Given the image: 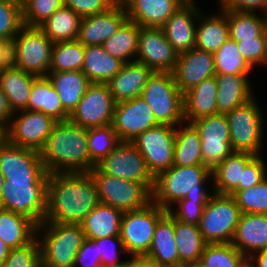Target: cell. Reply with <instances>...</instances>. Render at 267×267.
Masks as SVG:
<instances>
[{"label":"cell","mask_w":267,"mask_h":267,"mask_svg":"<svg viewBox=\"0 0 267 267\" xmlns=\"http://www.w3.org/2000/svg\"><path fill=\"white\" fill-rule=\"evenodd\" d=\"M193 1L188 0L161 27L166 39L178 53L195 48L196 20L200 12Z\"/></svg>","instance_id":"7402d4cb"},{"label":"cell","mask_w":267,"mask_h":267,"mask_svg":"<svg viewBox=\"0 0 267 267\" xmlns=\"http://www.w3.org/2000/svg\"><path fill=\"white\" fill-rule=\"evenodd\" d=\"M248 267H267V250L253 254L248 259Z\"/></svg>","instance_id":"6125c7cd"},{"label":"cell","mask_w":267,"mask_h":267,"mask_svg":"<svg viewBox=\"0 0 267 267\" xmlns=\"http://www.w3.org/2000/svg\"><path fill=\"white\" fill-rule=\"evenodd\" d=\"M186 267H200V266H198L197 264H194V265H187Z\"/></svg>","instance_id":"a7ac6f4b"},{"label":"cell","mask_w":267,"mask_h":267,"mask_svg":"<svg viewBox=\"0 0 267 267\" xmlns=\"http://www.w3.org/2000/svg\"><path fill=\"white\" fill-rule=\"evenodd\" d=\"M128 20L123 4L106 12L81 18L77 40L84 46L103 45Z\"/></svg>","instance_id":"44dd1931"},{"label":"cell","mask_w":267,"mask_h":267,"mask_svg":"<svg viewBox=\"0 0 267 267\" xmlns=\"http://www.w3.org/2000/svg\"><path fill=\"white\" fill-rule=\"evenodd\" d=\"M188 0H126L128 20L140 27L161 28Z\"/></svg>","instance_id":"cb8c5ba5"},{"label":"cell","mask_w":267,"mask_h":267,"mask_svg":"<svg viewBox=\"0 0 267 267\" xmlns=\"http://www.w3.org/2000/svg\"><path fill=\"white\" fill-rule=\"evenodd\" d=\"M216 74L213 53L193 48L178 54L176 67L173 71L177 87L182 93L214 77Z\"/></svg>","instance_id":"ffe728a7"},{"label":"cell","mask_w":267,"mask_h":267,"mask_svg":"<svg viewBox=\"0 0 267 267\" xmlns=\"http://www.w3.org/2000/svg\"><path fill=\"white\" fill-rule=\"evenodd\" d=\"M0 172L4 179H48L40 152L0 141Z\"/></svg>","instance_id":"d6986e66"},{"label":"cell","mask_w":267,"mask_h":267,"mask_svg":"<svg viewBox=\"0 0 267 267\" xmlns=\"http://www.w3.org/2000/svg\"><path fill=\"white\" fill-rule=\"evenodd\" d=\"M160 266L183 265L179 261L174 235V217L167 211L156 224L153 240L146 255Z\"/></svg>","instance_id":"4316f807"},{"label":"cell","mask_w":267,"mask_h":267,"mask_svg":"<svg viewBox=\"0 0 267 267\" xmlns=\"http://www.w3.org/2000/svg\"><path fill=\"white\" fill-rule=\"evenodd\" d=\"M213 55L216 74L248 75L253 69L230 38Z\"/></svg>","instance_id":"f6af8a7d"},{"label":"cell","mask_w":267,"mask_h":267,"mask_svg":"<svg viewBox=\"0 0 267 267\" xmlns=\"http://www.w3.org/2000/svg\"><path fill=\"white\" fill-rule=\"evenodd\" d=\"M47 78L58 92L64 109L71 114L91 84L82 71L49 72Z\"/></svg>","instance_id":"836d02e7"},{"label":"cell","mask_w":267,"mask_h":267,"mask_svg":"<svg viewBox=\"0 0 267 267\" xmlns=\"http://www.w3.org/2000/svg\"><path fill=\"white\" fill-rule=\"evenodd\" d=\"M217 93L215 76L183 93L184 121L190 123L201 117L218 114Z\"/></svg>","instance_id":"484cf974"},{"label":"cell","mask_w":267,"mask_h":267,"mask_svg":"<svg viewBox=\"0 0 267 267\" xmlns=\"http://www.w3.org/2000/svg\"><path fill=\"white\" fill-rule=\"evenodd\" d=\"M127 267H162L153 259L146 255L132 256L130 260L127 259Z\"/></svg>","instance_id":"94428289"},{"label":"cell","mask_w":267,"mask_h":267,"mask_svg":"<svg viewBox=\"0 0 267 267\" xmlns=\"http://www.w3.org/2000/svg\"><path fill=\"white\" fill-rule=\"evenodd\" d=\"M124 64L122 60L109 55L103 45L85 46L82 72L91 83L106 84Z\"/></svg>","instance_id":"1f68e13d"},{"label":"cell","mask_w":267,"mask_h":267,"mask_svg":"<svg viewBox=\"0 0 267 267\" xmlns=\"http://www.w3.org/2000/svg\"><path fill=\"white\" fill-rule=\"evenodd\" d=\"M121 267H127V260H126V264H124L123 266H121Z\"/></svg>","instance_id":"2644e50d"},{"label":"cell","mask_w":267,"mask_h":267,"mask_svg":"<svg viewBox=\"0 0 267 267\" xmlns=\"http://www.w3.org/2000/svg\"><path fill=\"white\" fill-rule=\"evenodd\" d=\"M175 132V126L159 124L131 142L143 156L154 178L173 165Z\"/></svg>","instance_id":"4fadbf2b"},{"label":"cell","mask_w":267,"mask_h":267,"mask_svg":"<svg viewBox=\"0 0 267 267\" xmlns=\"http://www.w3.org/2000/svg\"><path fill=\"white\" fill-rule=\"evenodd\" d=\"M2 267H41L38 238L27 246L11 249Z\"/></svg>","instance_id":"681fc988"},{"label":"cell","mask_w":267,"mask_h":267,"mask_svg":"<svg viewBox=\"0 0 267 267\" xmlns=\"http://www.w3.org/2000/svg\"><path fill=\"white\" fill-rule=\"evenodd\" d=\"M262 155H255L243 170L242 182L235 190H244L259 184L267 177V164Z\"/></svg>","instance_id":"db71d44e"},{"label":"cell","mask_w":267,"mask_h":267,"mask_svg":"<svg viewBox=\"0 0 267 267\" xmlns=\"http://www.w3.org/2000/svg\"><path fill=\"white\" fill-rule=\"evenodd\" d=\"M38 224L31 218L0 208V239L11 249L22 248L37 238Z\"/></svg>","instance_id":"83f0119b"},{"label":"cell","mask_w":267,"mask_h":267,"mask_svg":"<svg viewBox=\"0 0 267 267\" xmlns=\"http://www.w3.org/2000/svg\"><path fill=\"white\" fill-rule=\"evenodd\" d=\"M138 35L139 25L127 20L116 33L103 43V47L109 55L125 63L133 62L138 50Z\"/></svg>","instance_id":"60d3db41"},{"label":"cell","mask_w":267,"mask_h":267,"mask_svg":"<svg viewBox=\"0 0 267 267\" xmlns=\"http://www.w3.org/2000/svg\"><path fill=\"white\" fill-rule=\"evenodd\" d=\"M255 155L247 152H233L212 171V190L218 194H231L242 182L245 165Z\"/></svg>","instance_id":"e575fe53"},{"label":"cell","mask_w":267,"mask_h":267,"mask_svg":"<svg viewBox=\"0 0 267 267\" xmlns=\"http://www.w3.org/2000/svg\"><path fill=\"white\" fill-rule=\"evenodd\" d=\"M73 267H102L95 239L85 238L76 254Z\"/></svg>","instance_id":"9f6ffc18"},{"label":"cell","mask_w":267,"mask_h":267,"mask_svg":"<svg viewBox=\"0 0 267 267\" xmlns=\"http://www.w3.org/2000/svg\"><path fill=\"white\" fill-rule=\"evenodd\" d=\"M178 54L166 39L162 28L139 26L135 61L145 64L154 72H173Z\"/></svg>","instance_id":"ac0fdd59"},{"label":"cell","mask_w":267,"mask_h":267,"mask_svg":"<svg viewBox=\"0 0 267 267\" xmlns=\"http://www.w3.org/2000/svg\"><path fill=\"white\" fill-rule=\"evenodd\" d=\"M90 171L120 143L111 124L87 129Z\"/></svg>","instance_id":"ee69618b"},{"label":"cell","mask_w":267,"mask_h":267,"mask_svg":"<svg viewBox=\"0 0 267 267\" xmlns=\"http://www.w3.org/2000/svg\"><path fill=\"white\" fill-rule=\"evenodd\" d=\"M264 16V17H263ZM230 39L236 42L267 36V15L255 12H237L227 9Z\"/></svg>","instance_id":"ab89813d"},{"label":"cell","mask_w":267,"mask_h":267,"mask_svg":"<svg viewBox=\"0 0 267 267\" xmlns=\"http://www.w3.org/2000/svg\"><path fill=\"white\" fill-rule=\"evenodd\" d=\"M197 265L200 267H248V259L231 243L207 244Z\"/></svg>","instance_id":"7bdbcfd3"},{"label":"cell","mask_w":267,"mask_h":267,"mask_svg":"<svg viewBox=\"0 0 267 267\" xmlns=\"http://www.w3.org/2000/svg\"><path fill=\"white\" fill-rule=\"evenodd\" d=\"M153 70L138 61L127 62L106 84L116 102L141 96Z\"/></svg>","instance_id":"d4e9b609"},{"label":"cell","mask_w":267,"mask_h":267,"mask_svg":"<svg viewBox=\"0 0 267 267\" xmlns=\"http://www.w3.org/2000/svg\"><path fill=\"white\" fill-rule=\"evenodd\" d=\"M81 17L71 8L62 6L39 28L53 42L77 40Z\"/></svg>","instance_id":"f35d334b"},{"label":"cell","mask_w":267,"mask_h":267,"mask_svg":"<svg viewBox=\"0 0 267 267\" xmlns=\"http://www.w3.org/2000/svg\"><path fill=\"white\" fill-rule=\"evenodd\" d=\"M207 202L181 199L175 204L177 207L179 206L178 209L175 212L170 209L169 213L181 222L199 225Z\"/></svg>","instance_id":"f5cc1de1"},{"label":"cell","mask_w":267,"mask_h":267,"mask_svg":"<svg viewBox=\"0 0 267 267\" xmlns=\"http://www.w3.org/2000/svg\"><path fill=\"white\" fill-rule=\"evenodd\" d=\"M221 1V2H220ZM220 8L237 12H256L267 15V0H219Z\"/></svg>","instance_id":"6f0895ef"},{"label":"cell","mask_w":267,"mask_h":267,"mask_svg":"<svg viewBox=\"0 0 267 267\" xmlns=\"http://www.w3.org/2000/svg\"><path fill=\"white\" fill-rule=\"evenodd\" d=\"M17 63V48L14 40L0 37V72L3 68H15Z\"/></svg>","instance_id":"680465c9"},{"label":"cell","mask_w":267,"mask_h":267,"mask_svg":"<svg viewBox=\"0 0 267 267\" xmlns=\"http://www.w3.org/2000/svg\"><path fill=\"white\" fill-rule=\"evenodd\" d=\"M95 167L107 175L129 181L141 184H154L155 182L143 156L131 142H120Z\"/></svg>","instance_id":"2e32d148"},{"label":"cell","mask_w":267,"mask_h":267,"mask_svg":"<svg viewBox=\"0 0 267 267\" xmlns=\"http://www.w3.org/2000/svg\"><path fill=\"white\" fill-rule=\"evenodd\" d=\"M166 212L153 201L142 209L123 212L120 237L126 254H130V257L147 255L156 224Z\"/></svg>","instance_id":"30bf717a"},{"label":"cell","mask_w":267,"mask_h":267,"mask_svg":"<svg viewBox=\"0 0 267 267\" xmlns=\"http://www.w3.org/2000/svg\"><path fill=\"white\" fill-rule=\"evenodd\" d=\"M13 40L17 48L16 67L36 76H47L53 42L39 27L23 25Z\"/></svg>","instance_id":"7c38bea8"},{"label":"cell","mask_w":267,"mask_h":267,"mask_svg":"<svg viewBox=\"0 0 267 267\" xmlns=\"http://www.w3.org/2000/svg\"><path fill=\"white\" fill-rule=\"evenodd\" d=\"M20 113L18 117L17 113L13 114L3 131L4 139L12 145L40 152L58 121L40 111L20 110Z\"/></svg>","instance_id":"8fae6325"},{"label":"cell","mask_w":267,"mask_h":267,"mask_svg":"<svg viewBox=\"0 0 267 267\" xmlns=\"http://www.w3.org/2000/svg\"><path fill=\"white\" fill-rule=\"evenodd\" d=\"M5 179L3 174L0 172V197H1V193H2V187L4 185Z\"/></svg>","instance_id":"e7e4bbea"},{"label":"cell","mask_w":267,"mask_h":267,"mask_svg":"<svg viewBox=\"0 0 267 267\" xmlns=\"http://www.w3.org/2000/svg\"><path fill=\"white\" fill-rule=\"evenodd\" d=\"M37 238L41 267H73L76 254L86 237L81 224L67 223L39 224Z\"/></svg>","instance_id":"277c9868"},{"label":"cell","mask_w":267,"mask_h":267,"mask_svg":"<svg viewBox=\"0 0 267 267\" xmlns=\"http://www.w3.org/2000/svg\"><path fill=\"white\" fill-rule=\"evenodd\" d=\"M230 195L236 200L241 213L267 214V177L256 186L234 190Z\"/></svg>","instance_id":"bcb514c9"},{"label":"cell","mask_w":267,"mask_h":267,"mask_svg":"<svg viewBox=\"0 0 267 267\" xmlns=\"http://www.w3.org/2000/svg\"><path fill=\"white\" fill-rule=\"evenodd\" d=\"M116 103L107 84L91 83L69 121L86 129L112 124Z\"/></svg>","instance_id":"9a60e30c"},{"label":"cell","mask_w":267,"mask_h":267,"mask_svg":"<svg viewBox=\"0 0 267 267\" xmlns=\"http://www.w3.org/2000/svg\"><path fill=\"white\" fill-rule=\"evenodd\" d=\"M38 76L17 67L3 68L0 72V89L5 93L14 113L27 108L34 80Z\"/></svg>","instance_id":"d6a6232c"},{"label":"cell","mask_w":267,"mask_h":267,"mask_svg":"<svg viewBox=\"0 0 267 267\" xmlns=\"http://www.w3.org/2000/svg\"><path fill=\"white\" fill-rule=\"evenodd\" d=\"M247 76L215 74L218 114H227L254 97Z\"/></svg>","instance_id":"f1b7e54d"},{"label":"cell","mask_w":267,"mask_h":267,"mask_svg":"<svg viewBox=\"0 0 267 267\" xmlns=\"http://www.w3.org/2000/svg\"><path fill=\"white\" fill-rule=\"evenodd\" d=\"M167 267H186L185 265H179V266H167Z\"/></svg>","instance_id":"89a4df30"},{"label":"cell","mask_w":267,"mask_h":267,"mask_svg":"<svg viewBox=\"0 0 267 267\" xmlns=\"http://www.w3.org/2000/svg\"><path fill=\"white\" fill-rule=\"evenodd\" d=\"M62 6H64V0H22L23 25L39 27Z\"/></svg>","instance_id":"7dc6e473"},{"label":"cell","mask_w":267,"mask_h":267,"mask_svg":"<svg viewBox=\"0 0 267 267\" xmlns=\"http://www.w3.org/2000/svg\"><path fill=\"white\" fill-rule=\"evenodd\" d=\"M99 203L89 172L49 173L47 209L41 224H81Z\"/></svg>","instance_id":"6da1fadb"},{"label":"cell","mask_w":267,"mask_h":267,"mask_svg":"<svg viewBox=\"0 0 267 267\" xmlns=\"http://www.w3.org/2000/svg\"><path fill=\"white\" fill-rule=\"evenodd\" d=\"M23 26L21 2L0 0V37L13 40Z\"/></svg>","instance_id":"c3c4849f"},{"label":"cell","mask_w":267,"mask_h":267,"mask_svg":"<svg viewBox=\"0 0 267 267\" xmlns=\"http://www.w3.org/2000/svg\"><path fill=\"white\" fill-rule=\"evenodd\" d=\"M231 244L247 259L267 250V214L241 213Z\"/></svg>","instance_id":"603a6c76"},{"label":"cell","mask_w":267,"mask_h":267,"mask_svg":"<svg viewBox=\"0 0 267 267\" xmlns=\"http://www.w3.org/2000/svg\"><path fill=\"white\" fill-rule=\"evenodd\" d=\"M85 46L78 40L55 42L49 72L82 71Z\"/></svg>","instance_id":"b9f144b4"},{"label":"cell","mask_w":267,"mask_h":267,"mask_svg":"<svg viewBox=\"0 0 267 267\" xmlns=\"http://www.w3.org/2000/svg\"><path fill=\"white\" fill-rule=\"evenodd\" d=\"M11 248L0 239V267L4 264Z\"/></svg>","instance_id":"be15d7a7"},{"label":"cell","mask_w":267,"mask_h":267,"mask_svg":"<svg viewBox=\"0 0 267 267\" xmlns=\"http://www.w3.org/2000/svg\"><path fill=\"white\" fill-rule=\"evenodd\" d=\"M185 123L176 126L173 165L183 167L203 165L199 133L191 123Z\"/></svg>","instance_id":"74e56055"},{"label":"cell","mask_w":267,"mask_h":267,"mask_svg":"<svg viewBox=\"0 0 267 267\" xmlns=\"http://www.w3.org/2000/svg\"><path fill=\"white\" fill-rule=\"evenodd\" d=\"M25 110L40 111L56 121H68L70 115L47 76H39L34 80Z\"/></svg>","instance_id":"4dcf8cb0"},{"label":"cell","mask_w":267,"mask_h":267,"mask_svg":"<svg viewBox=\"0 0 267 267\" xmlns=\"http://www.w3.org/2000/svg\"><path fill=\"white\" fill-rule=\"evenodd\" d=\"M242 57L253 68L267 64V36H256L253 39L237 42Z\"/></svg>","instance_id":"816d5d0a"},{"label":"cell","mask_w":267,"mask_h":267,"mask_svg":"<svg viewBox=\"0 0 267 267\" xmlns=\"http://www.w3.org/2000/svg\"><path fill=\"white\" fill-rule=\"evenodd\" d=\"M48 179H5L0 208L23 214L38 225L47 209Z\"/></svg>","instance_id":"52a82bcc"},{"label":"cell","mask_w":267,"mask_h":267,"mask_svg":"<svg viewBox=\"0 0 267 267\" xmlns=\"http://www.w3.org/2000/svg\"><path fill=\"white\" fill-rule=\"evenodd\" d=\"M198 131L203 165L211 171L234 151L230 145V129L226 114L198 118L190 122Z\"/></svg>","instance_id":"5bb4252c"},{"label":"cell","mask_w":267,"mask_h":267,"mask_svg":"<svg viewBox=\"0 0 267 267\" xmlns=\"http://www.w3.org/2000/svg\"><path fill=\"white\" fill-rule=\"evenodd\" d=\"M14 112L5 93L0 89V128L4 131L13 117Z\"/></svg>","instance_id":"91938a15"},{"label":"cell","mask_w":267,"mask_h":267,"mask_svg":"<svg viewBox=\"0 0 267 267\" xmlns=\"http://www.w3.org/2000/svg\"><path fill=\"white\" fill-rule=\"evenodd\" d=\"M95 240L97 241V251L99 258L101 259L102 267H121L126 264V260L120 262V257H118L120 256L118 255L120 252L126 253L120 235L109 236Z\"/></svg>","instance_id":"f907efd6"},{"label":"cell","mask_w":267,"mask_h":267,"mask_svg":"<svg viewBox=\"0 0 267 267\" xmlns=\"http://www.w3.org/2000/svg\"><path fill=\"white\" fill-rule=\"evenodd\" d=\"M174 235L179 261L185 266L198 264L207 245L199 225L184 223L174 218Z\"/></svg>","instance_id":"8d00e7d4"},{"label":"cell","mask_w":267,"mask_h":267,"mask_svg":"<svg viewBox=\"0 0 267 267\" xmlns=\"http://www.w3.org/2000/svg\"><path fill=\"white\" fill-rule=\"evenodd\" d=\"M123 212L99 203L81 223L86 238L100 239L119 236Z\"/></svg>","instance_id":"d590c367"},{"label":"cell","mask_w":267,"mask_h":267,"mask_svg":"<svg viewBox=\"0 0 267 267\" xmlns=\"http://www.w3.org/2000/svg\"><path fill=\"white\" fill-rule=\"evenodd\" d=\"M261 110L253 97L226 114L230 129V145L234 152L261 155L265 132Z\"/></svg>","instance_id":"9c48e42d"},{"label":"cell","mask_w":267,"mask_h":267,"mask_svg":"<svg viewBox=\"0 0 267 267\" xmlns=\"http://www.w3.org/2000/svg\"><path fill=\"white\" fill-rule=\"evenodd\" d=\"M210 179L211 170L205 165H172L155 177L152 201L167 211L181 199L208 201L213 192L209 193L204 186Z\"/></svg>","instance_id":"3957f363"},{"label":"cell","mask_w":267,"mask_h":267,"mask_svg":"<svg viewBox=\"0 0 267 267\" xmlns=\"http://www.w3.org/2000/svg\"><path fill=\"white\" fill-rule=\"evenodd\" d=\"M114 5L112 0H64V6L71 8L81 18L106 12Z\"/></svg>","instance_id":"11a10c76"},{"label":"cell","mask_w":267,"mask_h":267,"mask_svg":"<svg viewBox=\"0 0 267 267\" xmlns=\"http://www.w3.org/2000/svg\"><path fill=\"white\" fill-rule=\"evenodd\" d=\"M94 179L99 201L122 212L139 210L152 202L154 184H141L100 172H89Z\"/></svg>","instance_id":"8992f818"},{"label":"cell","mask_w":267,"mask_h":267,"mask_svg":"<svg viewBox=\"0 0 267 267\" xmlns=\"http://www.w3.org/2000/svg\"><path fill=\"white\" fill-rule=\"evenodd\" d=\"M111 125L120 142H132L138 135L159 123L146 101L139 96L116 103Z\"/></svg>","instance_id":"e0dca14e"},{"label":"cell","mask_w":267,"mask_h":267,"mask_svg":"<svg viewBox=\"0 0 267 267\" xmlns=\"http://www.w3.org/2000/svg\"><path fill=\"white\" fill-rule=\"evenodd\" d=\"M4 138V132L3 130L0 128V141Z\"/></svg>","instance_id":"003e7915"},{"label":"cell","mask_w":267,"mask_h":267,"mask_svg":"<svg viewBox=\"0 0 267 267\" xmlns=\"http://www.w3.org/2000/svg\"><path fill=\"white\" fill-rule=\"evenodd\" d=\"M115 4H123L126 0H112Z\"/></svg>","instance_id":"03108f58"},{"label":"cell","mask_w":267,"mask_h":267,"mask_svg":"<svg viewBox=\"0 0 267 267\" xmlns=\"http://www.w3.org/2000/svg\"><path fill=\"white\" fill-rule=\"evenodd\" d=\"M159 124L178 126L184 121L183 93L173 72H153L141 96Z\"/></svg>","instance_id":"5b68a950"},{"label":"cell","mask_w":267,"mask_h":267,"mask_svg":"<svg viewBox=\"0 0 267 267\" xmlns=\"http://www.w3.org/2000/svg\"><path fill=\"white\" fill-rule=\"evenodd\" d=\"M241 211L229 194L213 192L204 207L199 229L207 244L231 243Z\"/></svg>","instance_id":"ba28073f"},{"label":"cell","mask_w":267,"mask_h":267,"mask_svg":"<svg viewBox=\"0 0 267 267\" xmlns=\"http://www.w3.org/2000/svg\"><path fill=\"white\" fill-rule=\"evenodd\" d=\"M220 12L219 15L211 16H204L200 12V21L196 26L195 48L214 54L230 38L227 9L220 8Z\"/></svg>","instance_id":"f546056e"},{"label":"cell","mask_w":267,"mask_h":267,"mask_svg":"<svg viewBox=\"0 0 267 267\" xmlns=\"http://www.w3.org/2000/svg\"><path fill=\"white\" fill-rule=\"evenodd\" d=\"M47 173L90 172L87 129L58 121L40 151Z\"/></svg>","instance_id":"7a4b0ae2"}]
</instances>
